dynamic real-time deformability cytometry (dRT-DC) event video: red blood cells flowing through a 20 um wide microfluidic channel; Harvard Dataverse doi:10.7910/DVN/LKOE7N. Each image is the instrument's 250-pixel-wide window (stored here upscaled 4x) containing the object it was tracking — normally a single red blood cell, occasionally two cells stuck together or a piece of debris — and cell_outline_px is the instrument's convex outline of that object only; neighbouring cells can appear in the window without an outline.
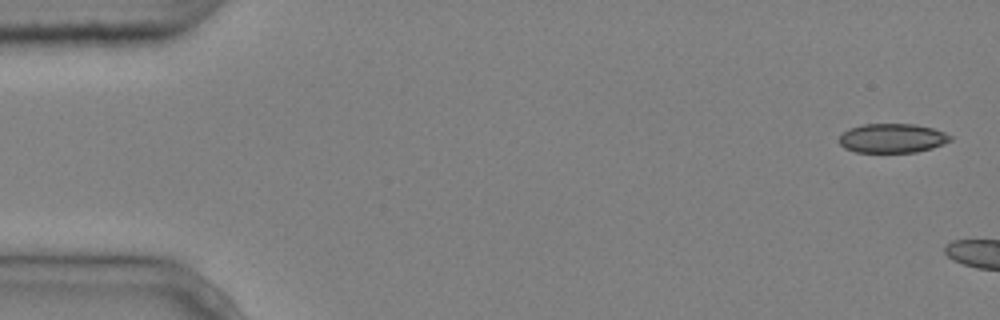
{"species": "common noctule bat (a hibernating species)", "species_latin": "Nyctalus noctula", "temperature_condition": "cold", "stored_images_in_passage": 2, "camera_frame_rate_fps": 3000, "um_per_image_px": 0.085, "animal": {"sex": "male", "body_mass_g": 20.4}, "frame": {"image": 1, "passage_image": 1, "time_ms": 0.0, "image_size_px": [1000, 320], "cell_outline_px": [[952, 140], [932, 148], [916, 152], [856, 152], [844, 148], [840, 144], [840, 136], [848, 128], [860, 124], [916, 124], [932, 128], [944, 132], [952, 136]], "centroid_in_image_um": [75.84, 11.74], "position_along_channel_um": 9.2, "area_um2": 18.96}}